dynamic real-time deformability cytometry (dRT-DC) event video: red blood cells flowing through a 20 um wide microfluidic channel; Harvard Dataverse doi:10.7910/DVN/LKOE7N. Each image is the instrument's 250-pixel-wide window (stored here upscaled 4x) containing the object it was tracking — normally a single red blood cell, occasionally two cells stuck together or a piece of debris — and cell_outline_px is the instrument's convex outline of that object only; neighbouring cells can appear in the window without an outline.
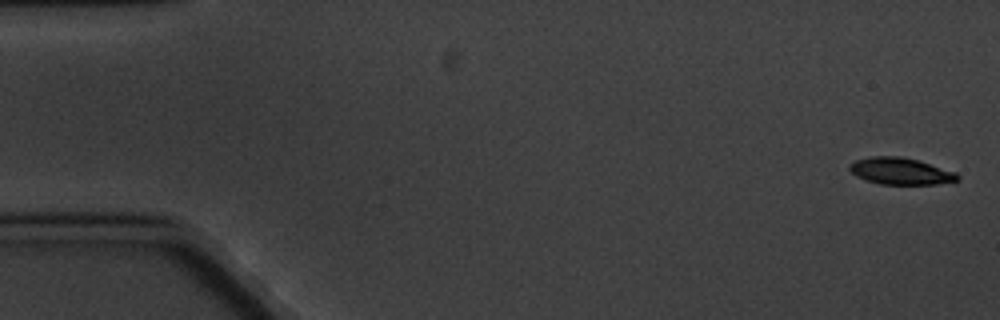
{"species": "common noctule bat (a hibernating species)", "species_latin": "Nyctalus noctula", "temperature_condition": "cold", "stored_images_in_passage": 8, "camera_frame_rate_fps": 3000, "um_per_image_px": 0.085, "animal": {"sex": "male", "body_mass_g": 20.1, "forearm_length_mm": 53.5}, "frame": {"image": 1, "passage_image": 1, "time_ms": 0.0, "image_size_px": [1000, 320], "cell_outline_px": [[960, 180], [936, 184], [880, 184], [856, 176], [848, 168], [848, 164], [856, 160], [872, 156], [900, 156], [916, 160], [956, 172], [960, 176]], "centroid_in_image_um": [76.54, 14.55], "position_along_channel_um": 8.5, "area_um2": 16.7}}
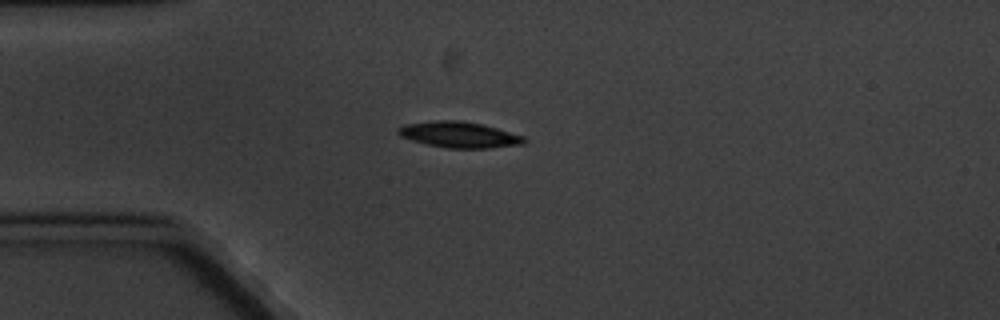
{"frame": {"image": 2, "passage_image": 5, "time_ms": 4.667, "image_size_px": [1000, 320], "cell_outline_px": [[528, 140], [524, 144], [492, 148], [448, 148], [428, 144], [412, 140], [400, 136], [396, 132], [396, 128], [404, 124], [432, 120], [460, 120], [480, 124], [496, 128], [524, 136]], "centroid_in_image_um": [39.02, 11.44], "position_along_channel_um": 46.0, "area_um2": 19.13}}